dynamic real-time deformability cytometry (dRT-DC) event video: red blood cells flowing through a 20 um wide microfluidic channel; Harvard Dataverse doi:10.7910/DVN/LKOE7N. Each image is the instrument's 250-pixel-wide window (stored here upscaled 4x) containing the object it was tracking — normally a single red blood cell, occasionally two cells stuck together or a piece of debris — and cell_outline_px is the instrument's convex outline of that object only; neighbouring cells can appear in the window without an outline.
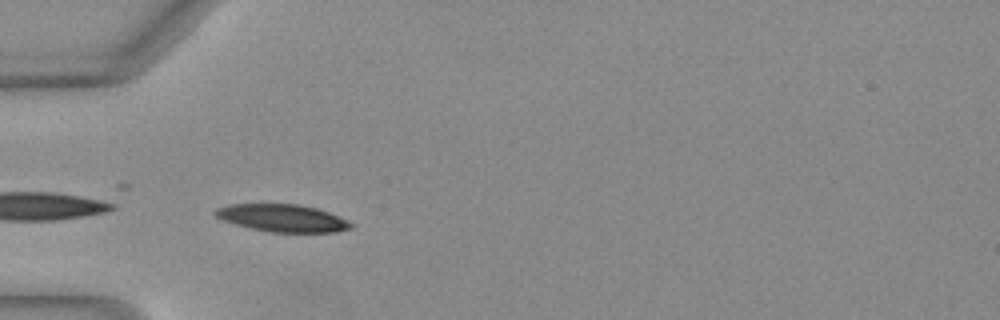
{"species": "Egyptian fruit bat (a non-hibernating species)", "species_latin": "Rousettus aegyptiacus", "temperature_condition": "warm", "stored_images_in_passage": 35, "camera_frame_rate_fps": 3000, "um_per_image_px": 0.085, "animal": {"sex": "female"}, "frame": {"image": 1, "passage_image": 1, "time_ms": 0.0, "image_size_px": [1000, 320], "cell_outline_px": [[352, 228], [336, 232], [268, 232], [236, 224], [224, 220], [216, 216], [212, 212], [216, 208], [228, 204], [300, 204], [316, 208], [328, 212], [352, 224]], "centroid_in_image_um": [23.96, 18.53], "position_along_channel_um": 61.0, "area_um2": 21.44}}
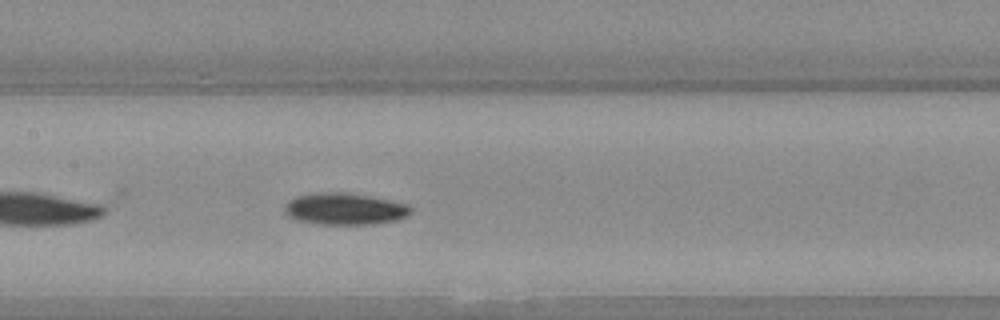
{"frame": {"image": 2, "passage_image": 10, "time_ms": 3.0, "image_size_px": [1000, 320], "cell_outline_px": [[412, 208], [404, 216], [396, 220], [372, 224], [316, 224], [300, 220], [288, 216], [284, 212], [284, 204], [288, 200], [296, 196], [316, 192], [344, 192], [368, 196], [408, 204]], "centroid_in_image_um": [29.23, 17.75], "position_along_channel_um": 178.2, "area_um2": 23.18}}
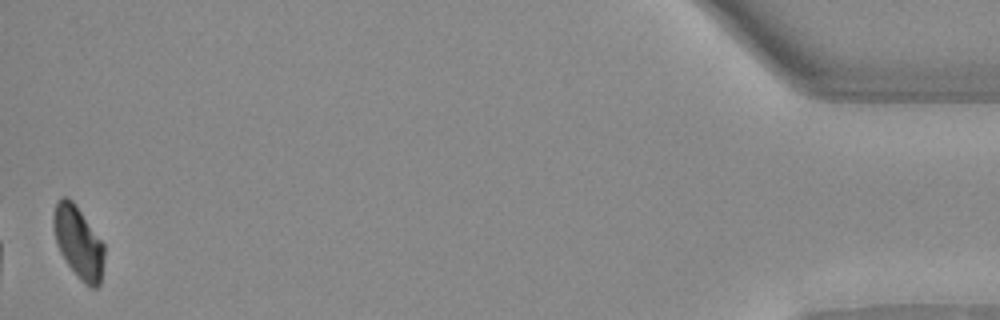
{"frame": {"image": 3, "passage_image": 35, "time_ms": 11.333, "image_size_px": [1000, 320], "cell_outline_px": [[104, 256], [100, 284], [96, 288], [92, 288], [84, 284], [80, 280], [68, 264], [60, 252], [56, 240], [52, 224], [52, 216], [56, 204], [64, 196], [68, 196], [76, 204], [104, 244]], "centroid_in_image_um": [6.66, 20.59], "position_along_channel_um": 428.5, "area_um2": 21.21}, "authors_computed_cell_mechanics": {"area_um2": 22.5998, "velocity_mm_per_s": 4.0654, "shape_relaxation_time_tau1_ms": 4.6002, "shape_relaxation_time_tau2_ms": null, "deformation_change_tau1": 0.1235, "deformation_change_tau2": null}}